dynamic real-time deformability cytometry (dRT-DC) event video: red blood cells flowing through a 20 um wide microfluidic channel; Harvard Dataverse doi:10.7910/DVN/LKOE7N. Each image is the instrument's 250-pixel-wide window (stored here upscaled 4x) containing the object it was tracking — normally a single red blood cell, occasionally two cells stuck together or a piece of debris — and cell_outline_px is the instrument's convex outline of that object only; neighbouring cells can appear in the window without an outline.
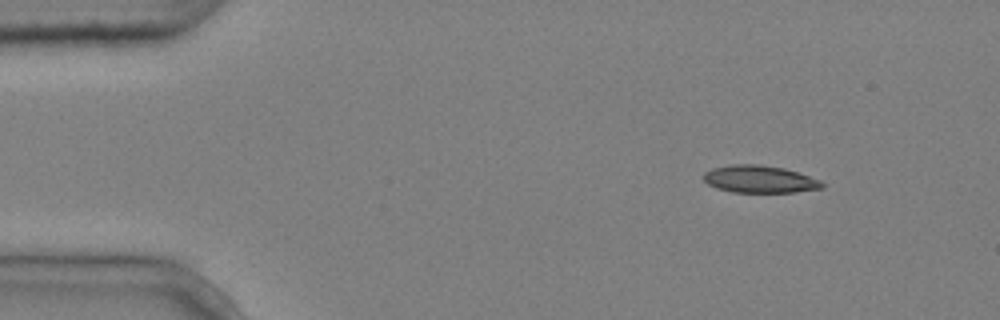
{"species": "common noctule bat (a hibernating species)", "species_latin": "Nyctalus noctula", "temperature_condition": "cold", "stored_images_in_passage": 3, "camera_frame_rate_fps": 3000, "um_per_image_px": 0.085, "animal": {"sex": "male", "body_mass_g": 20.4}, "frame": {"image": 1, "passage_image": 1, "time_ms": 0.0, "image_size_px": [1000, 320], "cell_outline_px": [[824, 188], [792, 192], [732, 192], [716, 188], [708, 184], [704, 180], [704, 172], [712, 168], [732, 164], [760, 164], [784, 168], [820, 180], [824, 184]], "centroid_in_image_um": [64.54, 15.23], "position_along_channel_um": 20.5, "area_um2": 18.84}}
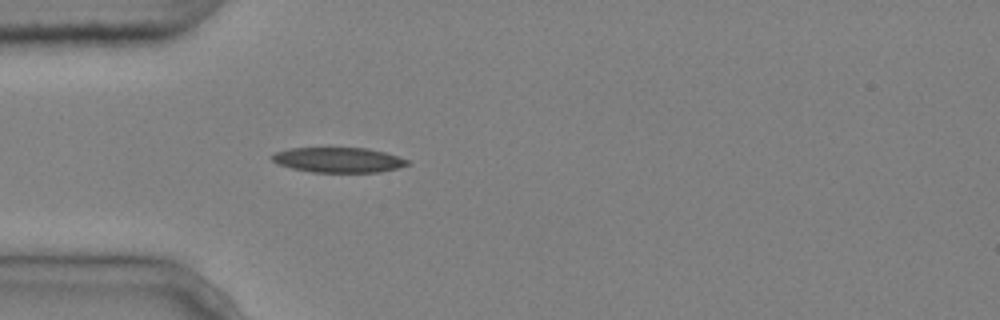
{"frame": {"image": 2, "passage_image": 3, "time_ms": 0.667, "image_size_px": [1000, 320], "cell_outline_px": [[412, 164], [380, 172], [312, 172], [292, 168], [276, 164], [268, 156], [276, 152], [292, 148], [364, 148], [384, 152], [408, 160]], "centroid_in_image_um": [28.73, 13.6], "position_along_channel_um": 56.3, "area_um2": 19.71}}